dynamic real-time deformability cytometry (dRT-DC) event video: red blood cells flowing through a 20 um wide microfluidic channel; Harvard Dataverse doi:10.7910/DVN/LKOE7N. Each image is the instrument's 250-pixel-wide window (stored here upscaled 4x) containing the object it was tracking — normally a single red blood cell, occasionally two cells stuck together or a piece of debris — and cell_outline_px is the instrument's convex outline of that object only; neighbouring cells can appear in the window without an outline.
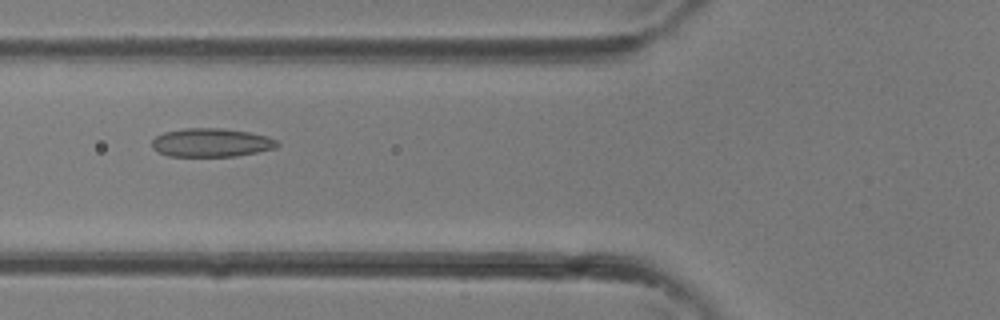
{"species": "common noctule bat (a hibernating species)", "species_latin": "Nyctalus noctula", "temperature_condition": "room temperature", "stored_images_in_passage": 36, "camera_frame_rate_fps": 3000, "um_per_image_px": 0.085, "animal": {"sex": "female"}, "frame": {"image": 1, "passage_image": 14, "time_ms": 4.333, "image_size_px": [1000, 320], "cell_outline_px": [[280, 144], [276, 148], [236, 156], [168, 156], [156, 152], [152, 148], [152, 140], [156, 136], [164, 132], [184, 128], [220, 128], [248, 132], [268, 136], [276, 140]], "centroid_in_image_um": [17.93, 12.12], "position_along_channel_um": 107.9, "area_um2": 20.92}}
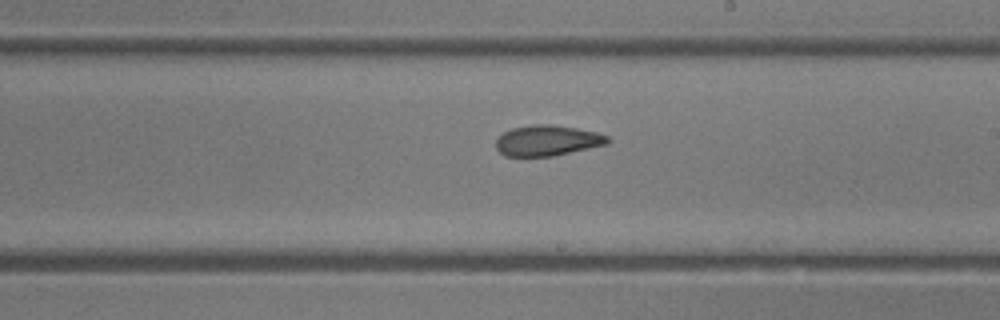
{"frame": {"image": 2, "passage_image": 21, "time_ms": 6.667, "image_size_px": [1000, 320], "cell_outline_px": [[612, 140], [608, 144], [552, 156], [504, 156], [496, 148], [496, 140], [504, 132], [512, 128], [532, 124], [548, 124], [576, 128], [596, 132], [608, 136]], "centroid_in_image_um": [46.53, 11.94], "position_along_channel_um": 242.5, "area_um2": 19.88}}
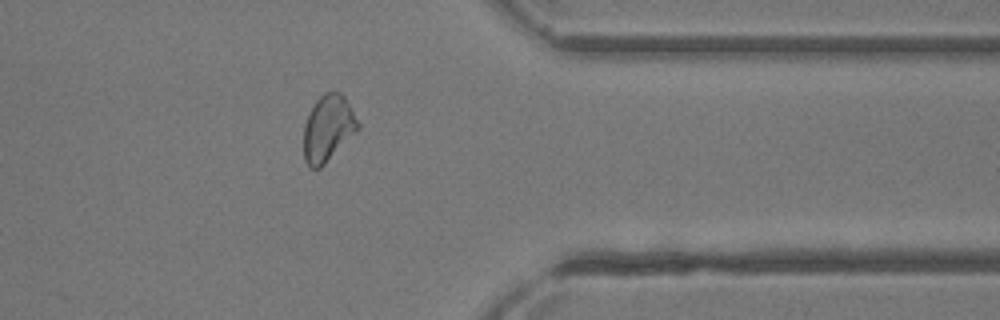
{"frame": {"image": 3, "passage_image": 29, "time_ms": 9.333, "image_size_px": [1000, 320], "cell_outline_px": [[360, 128], [320, 168], [312, 168], [304, 160], [304, 124], [316, 100], [324, 92], [340, 92], [344, 96], [360, 124]], "centroid_in_image_um": [27.88, 10.9], "position_along_channel_um": 383.5, "area_um2": 20.63}}